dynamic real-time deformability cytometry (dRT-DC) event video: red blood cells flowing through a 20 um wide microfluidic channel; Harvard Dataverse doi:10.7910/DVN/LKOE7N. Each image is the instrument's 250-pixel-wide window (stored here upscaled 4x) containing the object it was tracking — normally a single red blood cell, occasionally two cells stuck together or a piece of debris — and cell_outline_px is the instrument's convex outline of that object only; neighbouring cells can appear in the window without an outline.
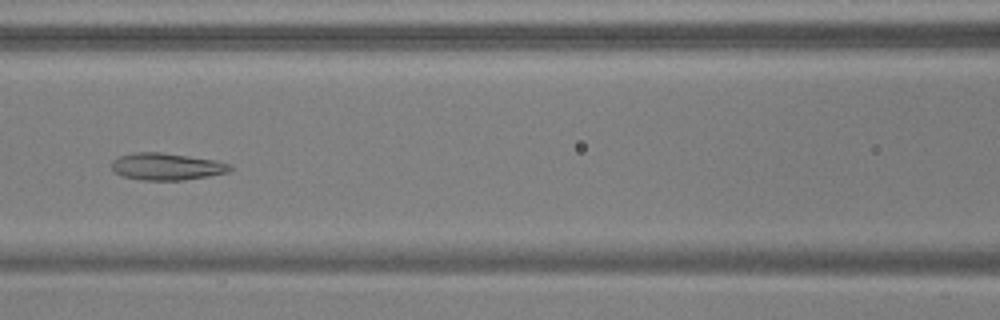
{"species": "common noctule bat (a hibernating species)", "species_latin": "Nyctalus noctula", "temperature_condition": "warm", "stored_images_in_passage": 52, "camera_frame_rate_fps": 3000, "um_per_image_px": 0.085, "animal": {"sex": "male", "body_mass_g": 17.9, "forearm_length_mm": 54.2}, "frame": {"image": 1, "passage_image": 23, "time_ms": 7.333, "image_size_px": [1000, 320], "cell_outline_px": [[232, 168], [228, 172], [208, 176], [184, 180], [140, 180], [124, 176], [116, 172], [112, 168], [112, 160], [120, 156], [132, 152], [160, 152], [216, 160], [232, 164]], "centroid_in_image_um": [14.18, 14.15], "position_along_channel_um": 152.4, "area_um2": 18.61}}
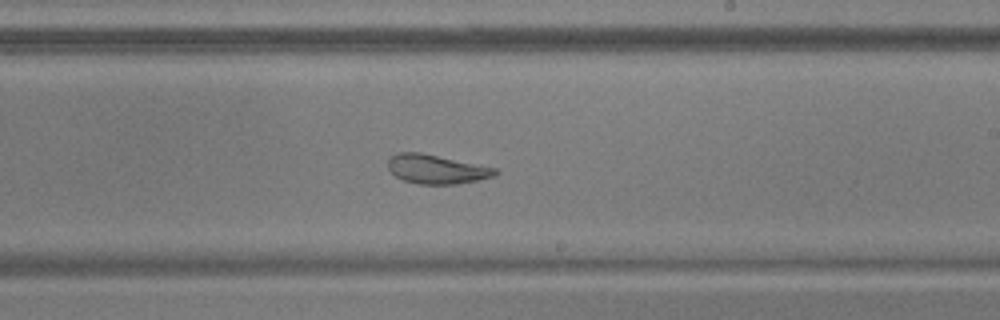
{"frame": {"image": 2, "passage_image": 31, "time_ms": 10.0, "image_size_px": [1000, 320], "cell_outline_px": [[500, 172], [496, 176], [456, 184], [420, 184], [404, 180], [396, 176], [388, 168], [388, 160], [392, 156], [400, 152], [420, 152], [496, 168]], "centroid_in_image_um": [37.12, 14.38], "position_along_channel_um": 251.9, "area_um2": 17.98}}
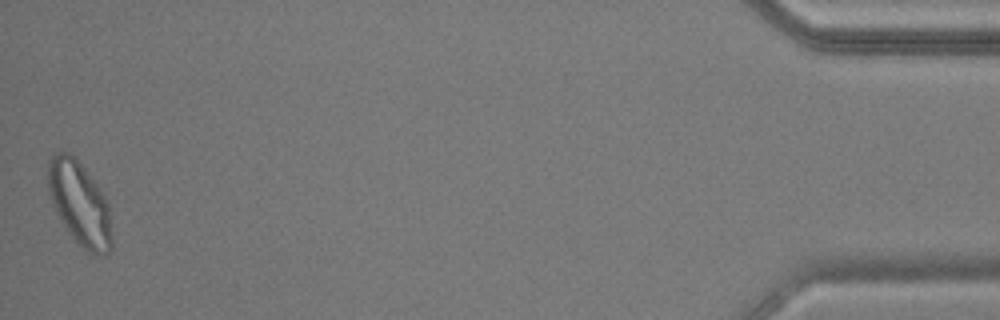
{"frame": {"image": 3, "passage_image": 52, "time_ms": 17.0, "image_size_px": [1000, 320], "cell_outline_px": [[112, 248], [104, 256], [96, 256], [88, 252], [68, 232], [60, 220], [52, 204], [48, 192], [48, 164], [52, 156], [56, 152], [68, 152], [76, 156], [96, 184], [104, 196], [108, 204], [112, 236]], "centroid_in_image_um": [6.77, 17.31], "position_along_channel_um": 428.4, "area_um2": 31.21}, "authors_computed_cell_mechanics": {"area_um2": 23.0044, "velocity_mm_per_s": 3.7417, "shape_relaxation_time_tau1_ms": null, "shape_relaxation_time_tau2_ms": 1.6815, "deformation_change_tau1": null, "deformation_change_tau2": 0.0877}}